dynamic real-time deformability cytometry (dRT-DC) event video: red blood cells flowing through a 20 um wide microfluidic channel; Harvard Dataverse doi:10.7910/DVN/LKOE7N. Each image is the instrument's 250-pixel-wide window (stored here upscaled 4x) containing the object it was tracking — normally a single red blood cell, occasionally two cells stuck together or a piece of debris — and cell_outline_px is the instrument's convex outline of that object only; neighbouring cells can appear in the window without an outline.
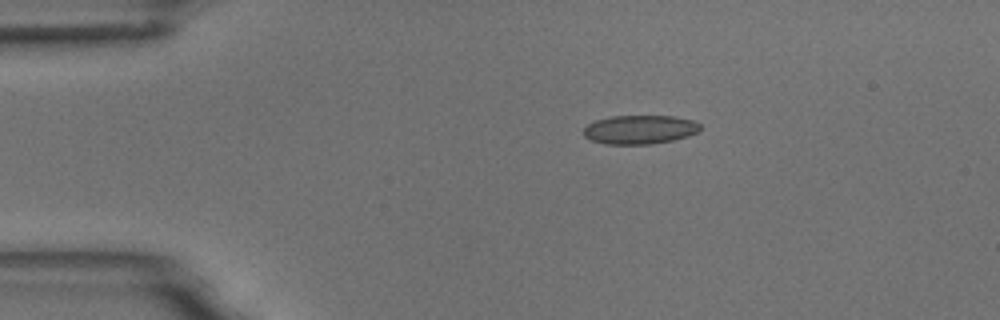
{"species": "common noctule bat (a hibernating species)", "species_latin": "Nyctalus noctula", "temperature_condition": "room temperature", "stored_images_in_passage": 5, "camera_frame_rate_fps": 3000, "um_per_image_px": 0.085, "animal": {"sex": "male", "body_mass_g": 18.8}, "frame": {"image": 1, "passage_image": 1, "time_ms": 0.0, "image_size_px": [1000, 320], "cell_outline_px": [[700, 128], [696, 132], [688, 136], [672, 140], [652, 144], [604, 144], [592, 140], [584, 136], [584, 128], [588, 124], [596, 120], [612, 116], [672, 116], [692, 120], [700, 124]], "centroid_in_image_um": [54.37, 11.01], "position_along_channel_um": 30.6, "area_um2": 19.48}}
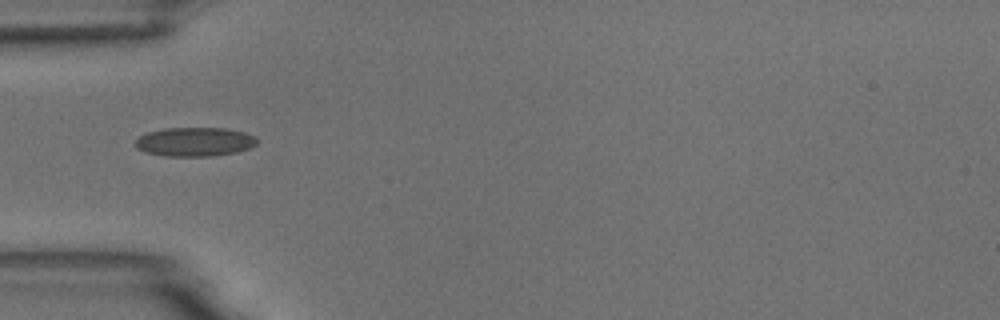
{"frame": {"image": 2, "passage_image": 3, "time_ms": 2.333, "image_size_px": [1000, 320], "cell_outline_px": [[260, 140], [256, 144], [248, 148], [236, 152], [212, 156], [164, 156], [144, 152], [136, 148], [136, 140], [140, 136], [148, 132], [164, 128], [224, 128], [244, 132], [256, 136]], "centroid_in_image_um": [16.56, 12.05], "position_along_channel_um": 68.4, "area_um2": 20.63}}